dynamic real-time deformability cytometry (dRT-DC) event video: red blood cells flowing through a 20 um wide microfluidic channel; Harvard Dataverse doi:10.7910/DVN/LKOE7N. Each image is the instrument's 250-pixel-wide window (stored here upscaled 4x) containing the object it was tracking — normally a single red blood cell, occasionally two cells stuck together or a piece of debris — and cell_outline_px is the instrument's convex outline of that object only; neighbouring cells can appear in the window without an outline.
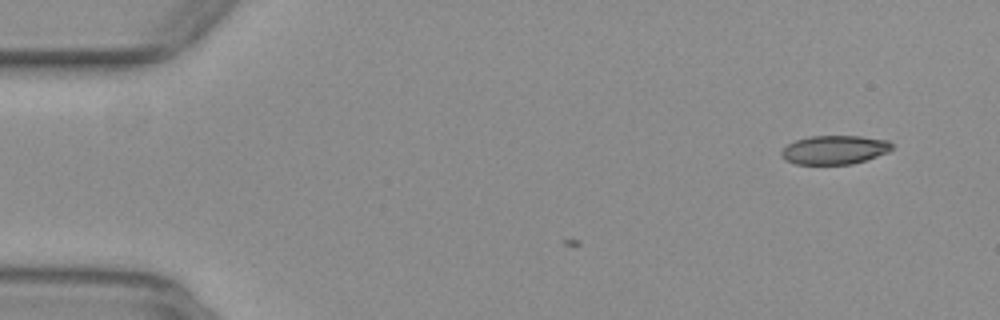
{"species": "common noctule bat (a hibernating species)", "species_latin": "Nyctalus noctula", "temperature_condition": "warm", "stored_images_in_passage": 3, "camera_frame_rate_fps": 3000, "um_per_image_px": 0.085, "animal": {"sex": "female", "body_mass_g": 29.2, "forearm_length_mm": 56.3}, "frame": {"image": 1, "passage_image": 3, "time_ms": 0.667, "image_size_px": [1000, 320], "cell_outline_px": [[892, 148], [888, 152], [852, 164], [796, 164], [784, 160], [780, 156], [780, 152], [788, 144], [796, 140], [812, 136], [860, 136], [888, 140], [892, 144]], "centroid_in_image_um": [70.91, 12.73], "position_along_channel_um": 14.1, "area_um2": 18.5}}